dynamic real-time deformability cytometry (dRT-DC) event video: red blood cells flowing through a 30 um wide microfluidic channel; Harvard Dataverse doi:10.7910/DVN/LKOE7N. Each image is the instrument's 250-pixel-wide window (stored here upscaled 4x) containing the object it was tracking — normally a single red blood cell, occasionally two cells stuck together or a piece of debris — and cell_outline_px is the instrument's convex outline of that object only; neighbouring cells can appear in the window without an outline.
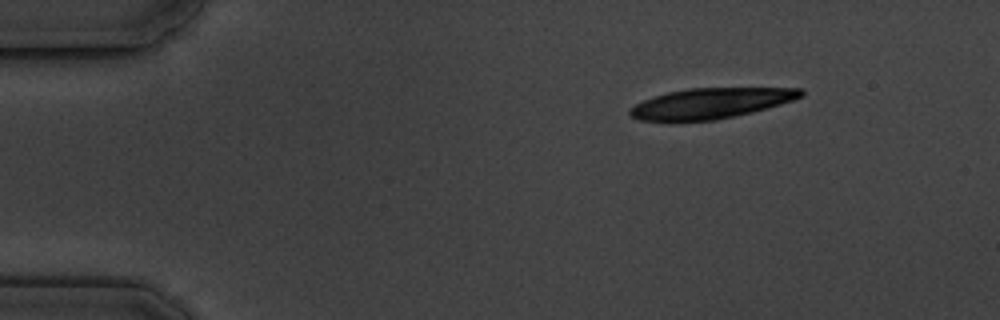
{"species": "common noctule bat (a hibernating species)", "species_latin": "Nyctalus noctula", "temperature_condition": "cold", "stored_images_in_passage": 6, "camera_frame_rate_fps": 3000, "um_per_image_px": 0.085, "animal": {"sex": "male", "body_mass_g": 19.5, "forearm_length_mm": 54.6}, "frame": {"image": 1, "passage_image": 1, "time_ms": 0.0, "image_size_px": [1000, 320], "cell_outline_px": [[804, 96], [780, 104], [752, 112], [736, 116], [716, 120], [640, 120], [632, 116], [628, 112], [628, 108], [644, 100], [668, 92], [688, 88], [804, 88]], "centroid_in_image_um": [60.45, 8.77], "position_along_channel_um": 24.5, "area_um2": 30.0}}
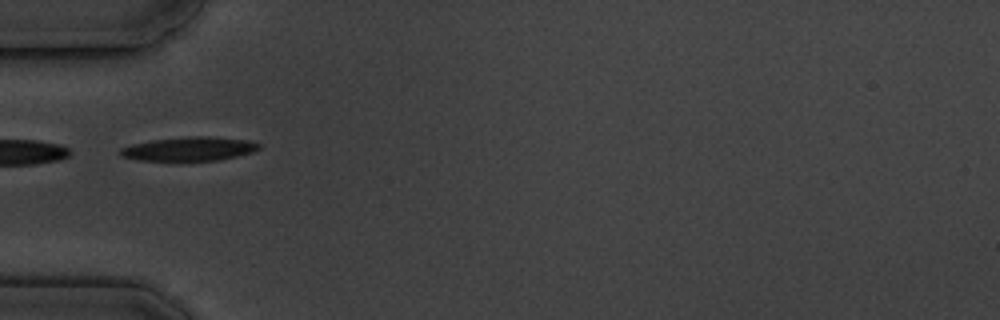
{"frame": {"image": 2, "passage_image": 4, "time_ms": 3.667, "image_size_px": [1000, 320], "cell_outline_px": [[260, 148], [252, 152], [236, 156], [216, 160], [136, 160], [120, 156], [120, 148], [132, 144], [152, 140], [188, 136], [208, 136], [248, 140], [260, 144]], "centroid_in_image_um": [16.06, 12.64], "position_along_channel_um": 68.9, "area_um2": 19.13}}